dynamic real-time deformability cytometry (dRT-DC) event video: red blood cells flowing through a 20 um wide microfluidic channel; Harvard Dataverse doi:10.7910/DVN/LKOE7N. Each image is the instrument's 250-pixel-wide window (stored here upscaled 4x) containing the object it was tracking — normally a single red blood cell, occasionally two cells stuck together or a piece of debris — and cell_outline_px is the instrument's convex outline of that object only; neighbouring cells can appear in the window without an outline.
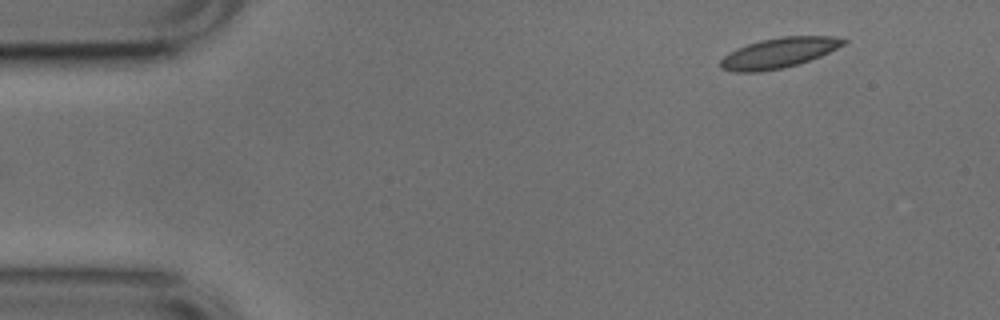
{"species": "common noctule bat (a hibernating species)", "species_latin": "Nyctalus noctula", "temperature_condition": "cold", "stored_images_in_passage": 3, "camera_frame_rate_fps": 3000, "um_per_image_px": 0.085, "animal": {"sex": "male", "body_mass_g": 17.9, "forearm_length_mm": 54.2}, "frame": {"image": 1, "passage_image": 1, "time_ms": 0.0, "image_size_px": [1000, 320], "cell_outline_px": [[848, 40], [844, 44], [820, 56], [800, 64], [784, 68], [760, 72], [732, 72], [720, 68], [720, 60], [728, 52], [736, 48], [760, 40], [784, 36], [836, 36]], "centroid_in_image_um": [66.17, 4.5], "position_along_channel_um": 18.8, "area_um2": 21.79}}